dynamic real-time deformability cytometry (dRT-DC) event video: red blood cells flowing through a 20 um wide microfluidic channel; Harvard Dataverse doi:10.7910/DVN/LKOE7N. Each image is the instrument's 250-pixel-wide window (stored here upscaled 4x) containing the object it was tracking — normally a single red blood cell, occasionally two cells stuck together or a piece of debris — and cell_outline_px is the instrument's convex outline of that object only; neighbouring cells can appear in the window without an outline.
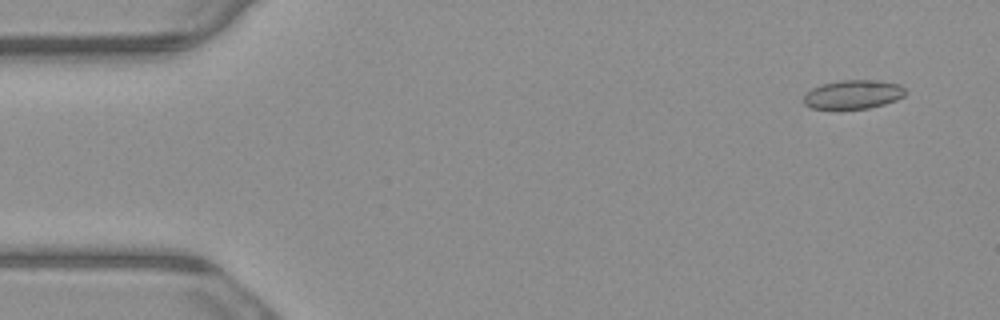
{"species": "common noctule bat (a hibernating species)", "species_latin": "Nyctalus noctula", "temperature_condition": "warm", "stored_images_in_passage": 5, "camera_frame_rate_fps": 3000, "um_per_image_px": 0.085, "animal": {"sex": "male", "body_mass_g": 23.1, "forearm_length_mm": 52.7}, "frame": {"image": 1, "passage_image": 1, "time_ms": 0.0, "image_size_px": [1000, 320], "cell_outline_px": [[904, 96], [896, 100], [884, 104], [868, 108], [812, 108], [804, 104], [804, 96], [812, 88], [820, 84], [840, 80], [880, 80], [900, 84], [904, 88]], "centroid_in_image_um": [72.53, 8.01], "position_along_channel_um": 12.5, "area_um2": 16.99}}
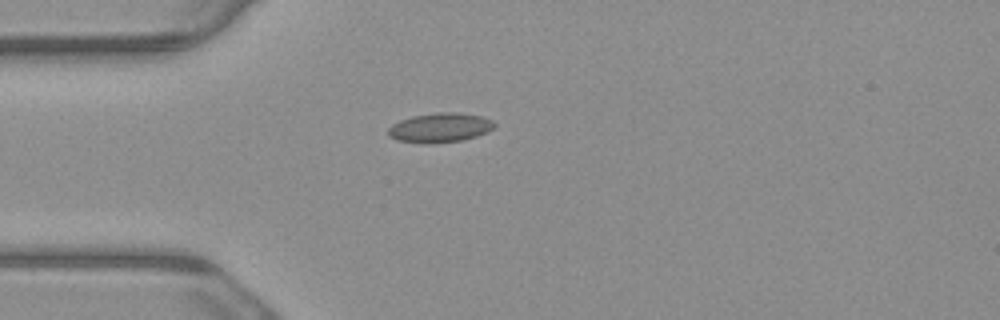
{"frame": {"image": 2, "passage_image": 4, "time_ms": 1.0, "image_size_px": [1000, 320], "cell_outline_px": [[496, 128], [488, 132], [476, 136], [460, 140], [396, 140], [388, 136], [388, 128], [392, 124], [400, 120], [412, 116], [436, 112], [456, 112], [484, 116], [492, 120], [496, 124]], "centroid_in_image_um": [37.47, 10.78], "position_along_channel_um": 47.5, "area_um2": 17.51}}